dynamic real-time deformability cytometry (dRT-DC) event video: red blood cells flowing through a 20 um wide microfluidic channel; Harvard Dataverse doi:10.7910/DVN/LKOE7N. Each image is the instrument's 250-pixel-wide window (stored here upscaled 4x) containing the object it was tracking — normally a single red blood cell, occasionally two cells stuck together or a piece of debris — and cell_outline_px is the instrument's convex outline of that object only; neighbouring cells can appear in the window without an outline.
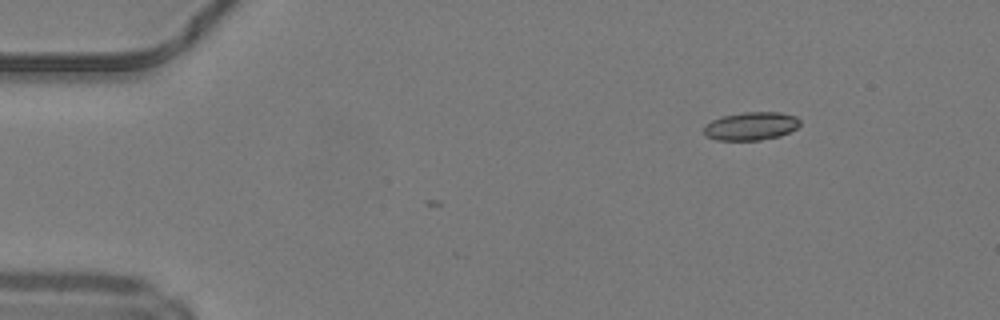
{"species": "common noctule bat (a hibernating species)", "species_latin": "Nyctalus noctula", "temperature_condition": "warm", "stored_images_in_passage": 4, "camera_frame_rate_fps": 3000, "um_per_image_px": 0.085, "animal": {"sex": "male", "body_mass_g": 19.2, "forearm_length_mm": 51.8}, "frame": {"image": 1, "passage_image": 1, "time_ms": 0.0, "image_size_px": [1000, 320], "cell_outline_px": [[800, 124], [796, 128], [780, 136], [760, 140], [716, 140], [704, 136], [704, 124], [712, 120], [724, 116], [744, 112], [780, 112], [796, 116], [800, 120]], "centroid_in_image_um": [63.82, 10.72], "position_along_channel_um": 21.2, "area_um2": 15.84}}